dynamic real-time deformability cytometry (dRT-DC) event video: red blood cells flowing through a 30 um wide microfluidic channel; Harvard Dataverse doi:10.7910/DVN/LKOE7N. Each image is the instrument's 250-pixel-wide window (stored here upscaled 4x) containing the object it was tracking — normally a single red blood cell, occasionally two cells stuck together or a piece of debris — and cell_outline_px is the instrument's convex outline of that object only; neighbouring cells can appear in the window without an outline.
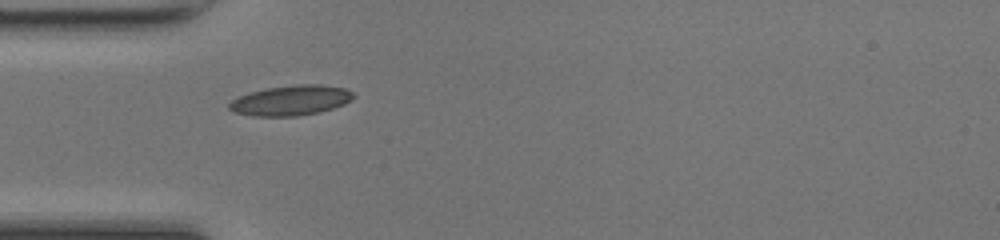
{"species": "common noctule bat (a hibernating species)", "species_latin": "Nyctalus noctula", "temperature_condition": "room temperature", "stored_images_in_passage": 34, "camera_frame_rate_fps": 3000, "um_per_image_px": 0.085, "animal": {"sex": "female", "body_mass_g": 17.0, "forearm_length_mm": 48.0}, "frame": {"image": 1, "passage_image": 1, "time_ms": 0.0, "image_size_px": [1000, 240], "cell_outline_px": [[356, 96], [352, 100], [344, 104], [320, 112], [296, 116], [252, 116], [236, 112], [228, 108], [228, 104], [232, 100], [240, 96], [264, 88], [296, 84], [320, 84], [344, 88], [352, 92]], "centroid_in_image_um": [24.75, 8.53], "position_along_channel_um": 60.3, "area_um2": 21.79}}
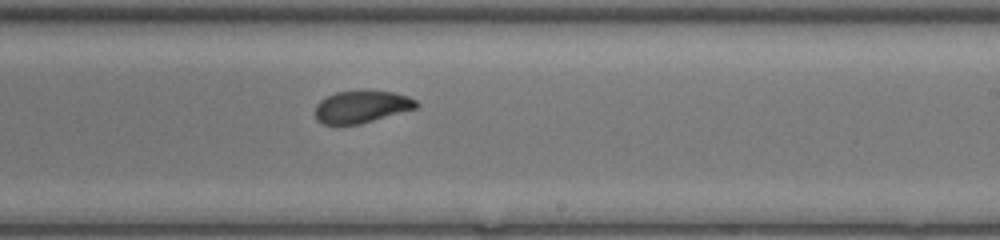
{"frame": {"image": 2, "passage_image": 15, "time_ms": 4.667, "image_size_px": [1000, 240], "cell_outline_px": [[420, 104], [416, 108], [360, 124], [324, 124], [316, 120], [316, 104], [320, 100], [336, 92], [392, 92], [408, 96], [416, 100]], "centroid_in_image_um": [30.73, 9.09], "position_along_channel_um": 258.3, "area_um2": 18.55}}
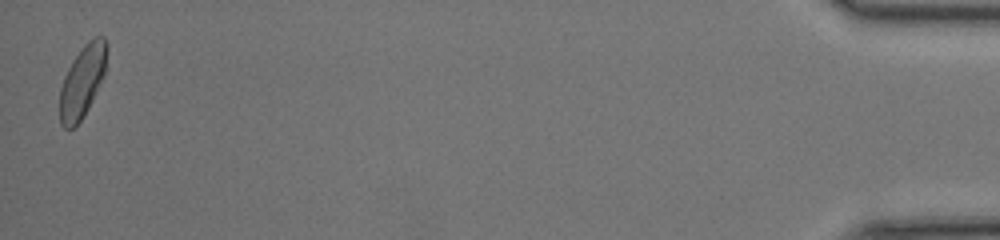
{"frame": {"image": 3, "passage_image": 34, "time_ms": 11.0, "image_size_px": [1000, 240], "cell_outline_px": [[108, 48], [104, 76], [88, 108], [80, 120], [72, 128], [64, 128], [60, 124], [60, 88], [64, 76], [68, 68], [84, 44], [92, 36], [104, 36], [108, 44]], "centroid_in_image_um": [7.02, 6.87], "position_along_channel_um": 428.2, "area_um2": 19.71}, "authors_computed_cell_mechanics": {"area_um2": 19.7965, "velocity_mm_per_s": 4.2821, "shape_relaxation_time_tau1_ms": 5.4216, "shape_relaxation_time_tau2_ms": 1.1565, "deformation_change_tau1": 0.1767, "deformation_change_tau2": 0.0499}}